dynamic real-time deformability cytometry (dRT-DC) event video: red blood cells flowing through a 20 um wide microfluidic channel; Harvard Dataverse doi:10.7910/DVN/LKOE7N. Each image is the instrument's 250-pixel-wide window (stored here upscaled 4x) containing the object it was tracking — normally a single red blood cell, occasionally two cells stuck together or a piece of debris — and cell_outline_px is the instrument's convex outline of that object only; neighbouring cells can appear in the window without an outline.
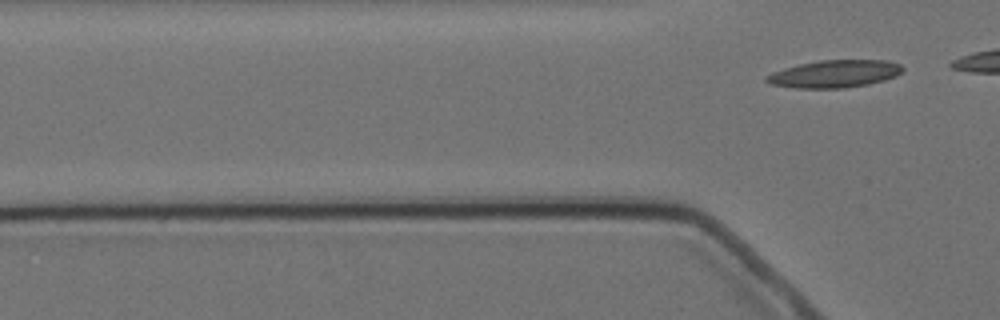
{"species": "Egyptian fruit bat (a non-hibernating species)", "species_latin": "Rousettus aegyptiacus", "temperature_condition": "cold", "stored_images_in_passage": 3, "segment_of_instrument_passage": [2, 2], "camera_frame_rate_fps": 3000, "um_per_image_px": 0.085, "animal": {"sex": "female"}, "frame": {"image": 1, "passage_image": 3, "time_ms": 2.333, "image_size_px": [1000, 320], "cell_outline_px": [[904, 68], [896, 76], [884, 80], [868, 84], [844, 88], [796, 88], [768, 84], [764, 80], [764, 76], [772, 72], [784, 68], [800, 64], [820, 60], [888, 60], [900, 64]], "centroid_in_image_um": [70.9, 6.28], "position_along_channel_um": 54.9, "area_um2": 21.91}}